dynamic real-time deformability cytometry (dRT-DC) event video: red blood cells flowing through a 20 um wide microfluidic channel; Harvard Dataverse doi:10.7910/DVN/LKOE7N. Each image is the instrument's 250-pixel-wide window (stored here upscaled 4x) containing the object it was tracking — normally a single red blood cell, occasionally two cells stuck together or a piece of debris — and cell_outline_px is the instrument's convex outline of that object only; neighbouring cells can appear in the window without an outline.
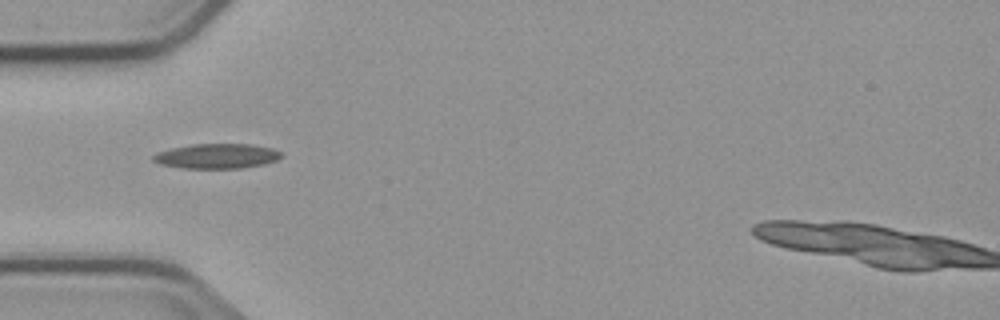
{"species": "common noctule bat (a hibernating species)", "species_latin": "Nyctalus noctula", "temperature_condition": "cold", "stored_images_in_passage": 1, "camera_frame_rate_fps": 3000, "um_per_image_px": 0.085, "animal": {"sex": "male", "body_mass_g": 23.1, "forearm_length_mm": 52.7}, "frame": {"image": 1, "passage_image": 1, "time_ms": 0.0, "image_size_px": [1000, 320], "cell_outline_px": [[284, 156], [276, 160], [264, 164], [240, 168], [184, 168], [160, 164], [152, 160], [152, 156], [156, 152], [172, 148], [192, 144], [248, 144], [272, 148], [280, 152]], "centroid_in_image_um": [18.42, 13.26], "position_along_channel_um": 66.6, "area_um2": 18.5}}